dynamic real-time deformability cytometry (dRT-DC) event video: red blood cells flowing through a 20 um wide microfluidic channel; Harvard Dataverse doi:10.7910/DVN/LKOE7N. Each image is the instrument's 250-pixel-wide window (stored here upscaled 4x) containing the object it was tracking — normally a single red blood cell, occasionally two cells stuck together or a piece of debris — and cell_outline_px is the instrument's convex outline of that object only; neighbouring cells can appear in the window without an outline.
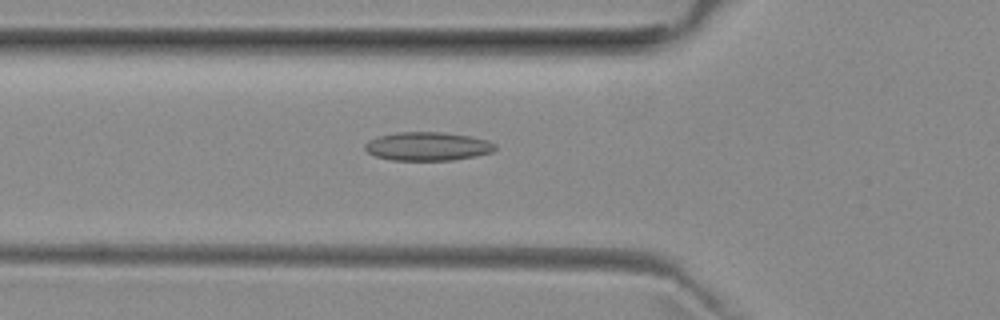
{"species": "common noctule bat (a hibernating species)", "species_latin": "Nyctalus noctula", "temperature_condition": "room temperature", "stored_images_in_passage": 38, "camera_frame_rate_fps": 3000, "um_per_image_px": 0.085, "animal": {"sex": "female", "body_mass_g": 29.2, "forearm_length_mm": 56.3}, "frame": {"image": 1, "passage_image": 4, "time_ms": 1.0, "image_size_px": [1000, 320], "cell_outline_px": [[496, 148], [492, 152], [476, 156], [452, 160], [392, 160], [376, 156], [368, 152], [364, 148], [364, 144], [368, 140], [380, 136], [396, 132], [444, 132], [472, 136], [488, 140], [496, 144]], "centroid_in_image_um": [36.37, 12.43], "position_along_channel_um": 89.4, "area_um2": 21.79}}
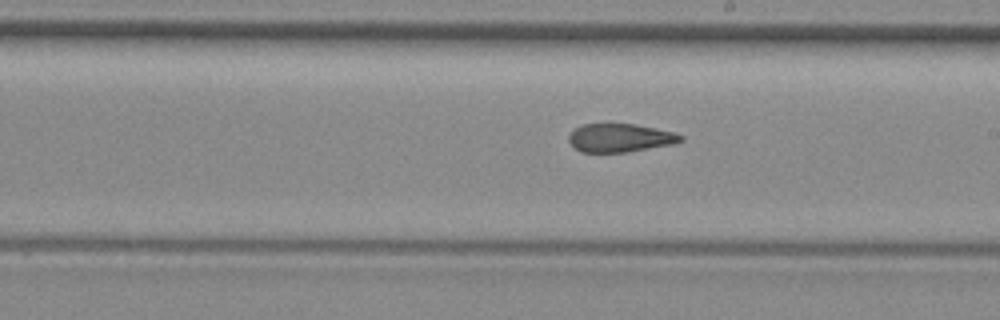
{"frame": {"image": 2, "passage_image": 15, "time_ms": 4.667, "image_size_px": [1000, 320], "cell_outline_px": [[684, 140], [676, 144], [624, 152], [580, 152], [568, 140], [568, 136], [576, 128], [584, 124], [636, 124], [676, 132], [684, 136]], "centroid_in_image_um": [52.77, 11.72], "position_along_channel_um": 236.2, "area_um2": 18.55}}
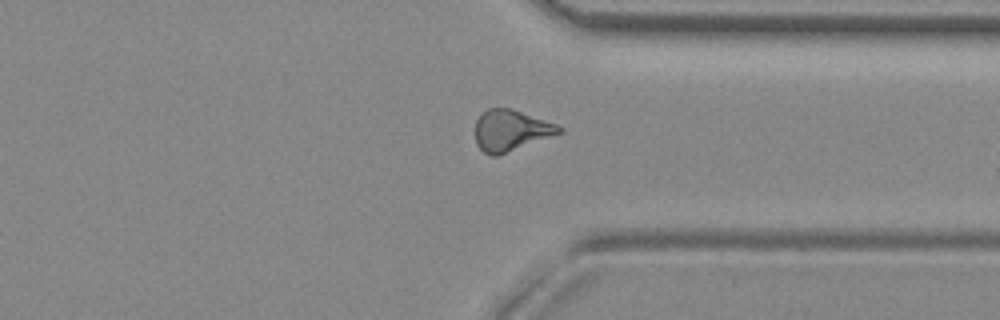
{"frame": {"image": 3, "passage_image": 25, "time_ms": 8.0, "image_size_px": [1000, 320], "cell_outline_px": [[564, 128], [560, 132], [496, 156], [492, 156], [484, 152], [476, 144], [476, 120], [488, 108], [512, 108], [556, 124]], "centroid_in_image_um": [43.38, 11.07], "position_along_channel_um": 368.0, "area_um2": 19.54}, "authors_computed_cell_mechanics": {"area_um2": 19.6809, "velocity_mm_per_s": 3.9934, "shape_relaxation_time_tau1_ms": null, "shape_relaxation_time_tau2_ms": 2.3219, "deformation_change_tau1": null, "deformation_change_tau2": 0.0993}}